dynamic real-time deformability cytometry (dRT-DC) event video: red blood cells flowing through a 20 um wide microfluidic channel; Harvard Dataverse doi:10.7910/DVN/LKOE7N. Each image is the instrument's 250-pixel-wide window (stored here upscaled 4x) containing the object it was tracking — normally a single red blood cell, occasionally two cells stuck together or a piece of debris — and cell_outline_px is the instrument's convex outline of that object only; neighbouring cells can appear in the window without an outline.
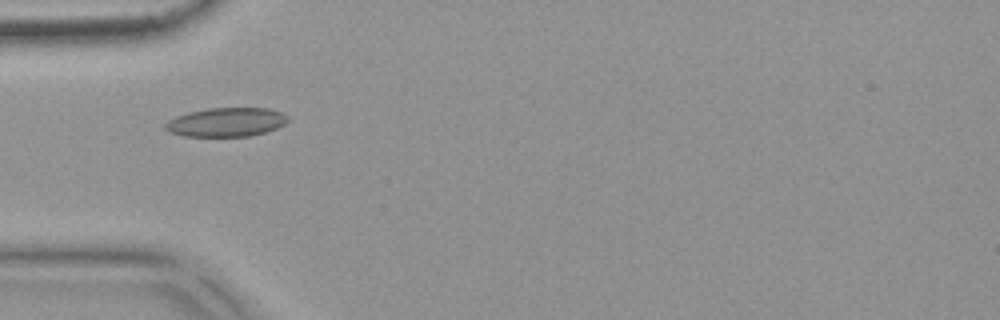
{"species": "common noctule bat (a hibernating species)", "species_latin": "Nyctalus noctula", "temperature_condition": "warm", "stored_images_in_passage": 40, "camera_frame_rate_fps": 3000, "um_per_image_px": 0.085, "animal": {"sex": "female", "body_mass_g": 18.4}, "frame": {"image": 1, "passage_image": 4, "time_ms": 1.0, "image_size_px": [1000, 320], "cell_outline_px": [[288, 120], [284, 124], [276, 128], [264, 132], [248, 136], [184, 136], [168, 132], [164, 128], [164, 124], [168, 120], [176, 116], [188, 112], [208, 108], [268, 108], [280, 112], [288, 116]], "centroid_in_image_um": [19.19, 10.38], "position_along_channel_um": 65.8, "area_um2": 20.63}}
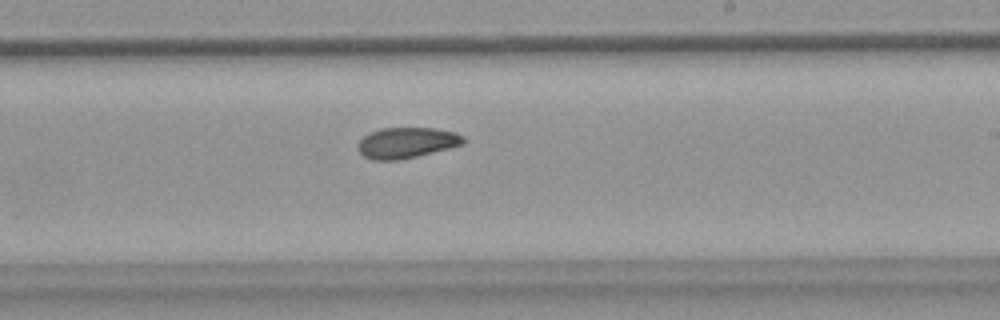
{"frame": {"image": 2, "passage_image": 19, "time_ms": 6.0, "image_size_px": [1000, 320], "cell_outline_px": [[464, 144], [400, 160], [372, 160], [364, 156], [360, 152], [360, 140], [368, 132], [380, 128], [436, 128], [456, 132], [464, 136]], "centroid_in_image_um": [34.58, 12.12], "position_along_channel_um": 254.4, "area_um2": 18.79}}
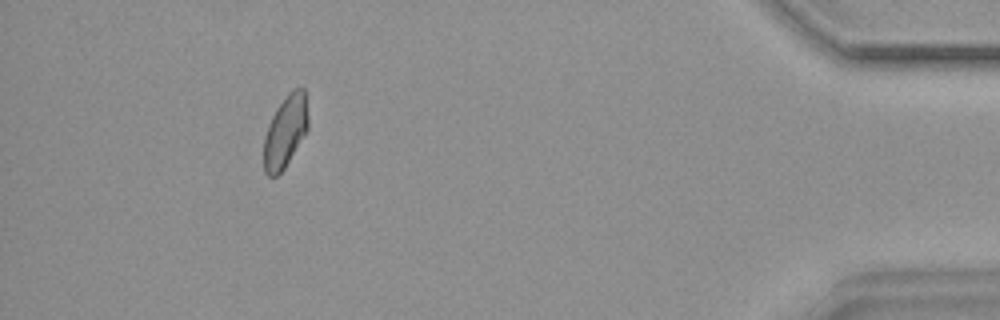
{"frame": {"image": 3, "passage_image": 36, "time_ms": 11.667, "image_size_px": [1000, 320], "cell_outline_px": [[308, 128], [284, 168], [276, 176], [268, 176], [264, 172], [264, 136], [272, 116], [276, 108], [288, 92], [292, 88], [304, 88], [308, 116]], "centroid_in_image_um": [24.24, 11.15], "position_along_channel_um": 411.0, "area_um2": 18.44}, "authors_computed_cell_mechanics": {"area_um2": 19.2474, "velocity_mm_per_s": 3.7879, "shape_relaxation_time_tau1_ms": null, "shape_relaxation_time_tau2_ms": 3.6522, "deformation_change_tau1": null, "deformation_change_tau2": 0.0807}}